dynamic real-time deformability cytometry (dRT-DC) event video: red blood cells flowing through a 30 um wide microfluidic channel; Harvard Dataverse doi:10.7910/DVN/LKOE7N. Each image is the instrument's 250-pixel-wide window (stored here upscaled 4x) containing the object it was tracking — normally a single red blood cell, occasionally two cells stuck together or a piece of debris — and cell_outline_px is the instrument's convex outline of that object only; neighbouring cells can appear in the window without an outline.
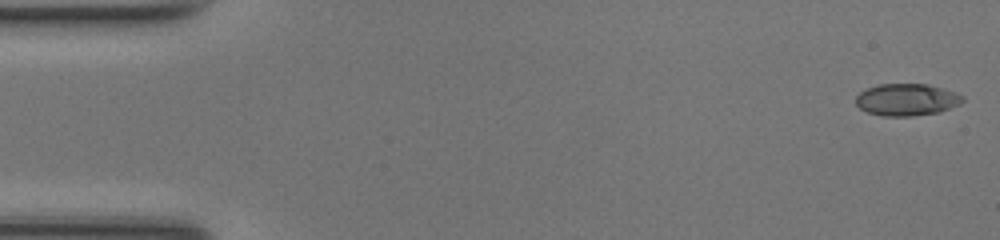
{"species": "common noctule bat (a hibernating species)", "species_latin": "Nyctalus noctula", "temperature_condition": "room temperature", "stored_images_in_passage": 48, "camera_frame_rate_fps": 3000, "um_per_image_px": 0.085, "animal": {"sex": "female", "body_mass_g": 17.0, "forearm_length_mm": 48.0}, "frame": {"image": 1, "passage_image": 1, "time_ms": 0.0, "image_size_px": [1000, 240], "cell_outline_px": [[964, 100], [960, 104], [940, 112], [912, 116], [880, 116], [868, 112], [860, 108], [856, 104], [856, 96], [860, 92], [868, 88], [880, 84], [928, 84], [956, 92], [964, 96]], "centroid_in_image_um": [77.09, 8.47], "position_along_channel_um": 7.9, "area_um2": 20.0}}
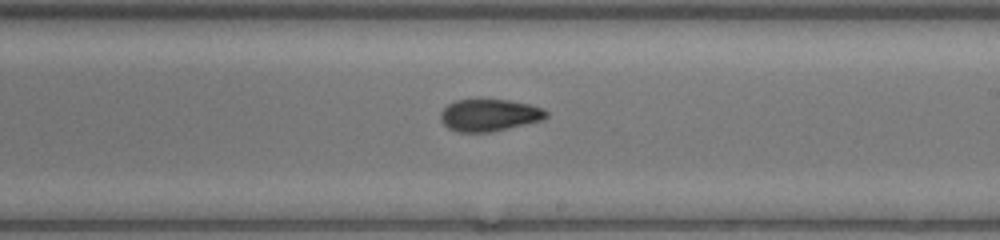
{"frame": {"image": 2, "passage_image": 28, "time_ms": 9.0, "image_size_px": [1000, 240], "cell_outline_px": [[548, 116], [544, 120], [492, 132], [456, 132], [448, 128], [440, 120], [440, 112], [448, 104], [456, 100], [508, 100], [528, 104], [540, 108], [548, 112]], "centroid_in_image_um": [41.58, 9.8], "position_along_channel_um": 247.4, "area_um2": 19.77}}
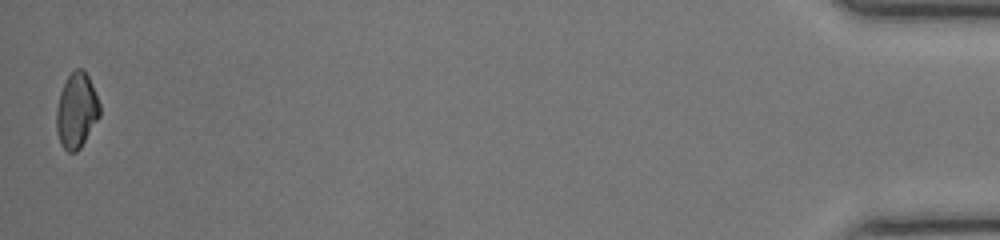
{"frame": {"image": 3, "passage_image": 48, "time_ms": 15.667, "image_size_px": [1000, 240], "cell_outline_px": [[100, 116], [80, 148], [76, 152], [68, 152], [60, 144], [56, 132], [56, 108], [60, 92], [68, 76], [76, 68], [80, 68], [88, 76], [100, 104]], "centroid_in_image_um": [6.49, 9.43], "position_along_channel_um": 428.7, "area_um2": 18.9}, "authors_computed_cell_mechanics": {"area_um2": 19.9988, "velocity_mm_per_s": 4.2521, "shape_relaxation_time_tau1_ms": 8.9522, "shape_relaxation_time_tau2_ms": 1.3002, "deformation_change_tau1": 0.2163, "deformation_change_tau2": 0.0638}}